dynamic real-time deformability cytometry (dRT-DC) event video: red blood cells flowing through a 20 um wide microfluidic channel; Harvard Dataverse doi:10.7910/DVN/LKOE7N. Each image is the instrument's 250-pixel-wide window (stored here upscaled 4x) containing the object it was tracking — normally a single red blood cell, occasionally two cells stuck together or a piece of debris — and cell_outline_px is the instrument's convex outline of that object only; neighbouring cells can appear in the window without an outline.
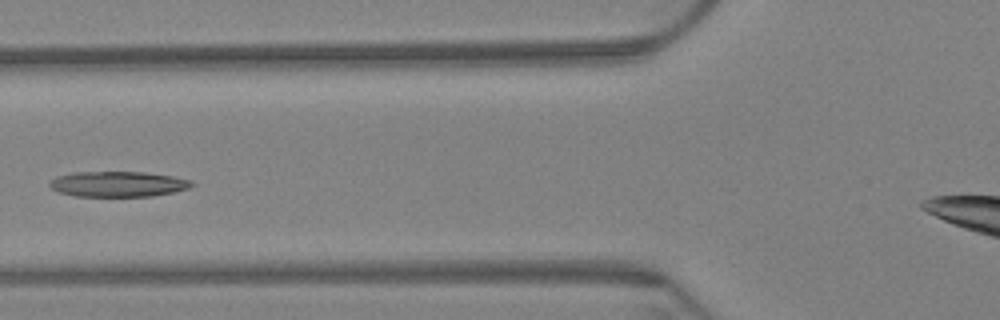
{"species": "Egyptian fruit bat (a non-hibernating species)", "species_latin": "Rousettus aegyptiacus", "temperature_condition": "warm", "stored_images_in_passage": 8, "camera_frame_rate_fps": 3000, "um_per_image_px": 0.085, "animal": {"sex": "female"}, "frame": {"image": 1, "passage_image": 4, "time_ms": 1.0, "image_size_px": [1000, 320], "cell_outline_px": [[196, 184], [188, 188], [172, 192], [152, 196], [72, 196], [60, 192], [52, 188], [48, 184], [56, 176], [72, 172], [144, 172], [172, 176], [188, 180]], "centroid_in_image_um": [10.0, 15.64], "position_along_channel_um": 115.8, "area_um2": 20.92}}
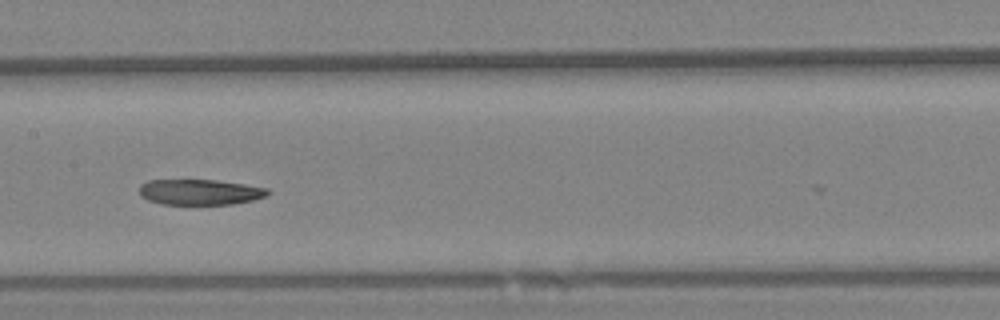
{"frame": {"image": 2, "passage_image": 6, "time_ms": 1.667, "image_size_px": [1000, 320], "cell_outline_px": [[272, 192], [264, 196], [252, 200], [232, 204], [160, 204], [148, 200], [140, 196], [140, 184], [148, 180], [216, 180], [244, 184], [268, 188]], "centroid_in_image_um": [16.98, 16.32], "position_along_channel_um": 190.4, "area_um2": 19.13}}
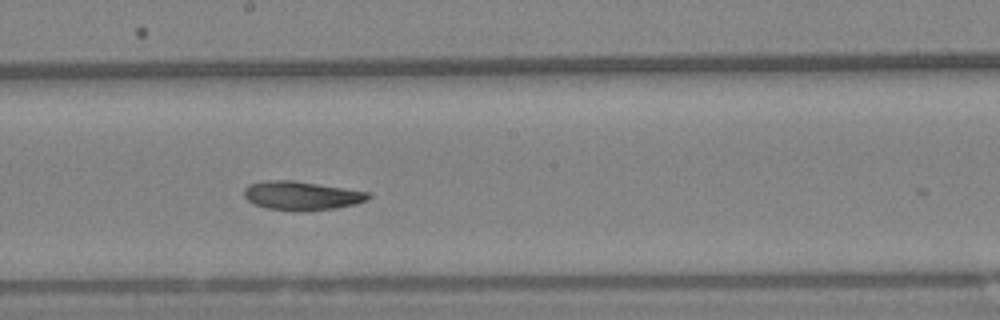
{"frame": {"image": 3, "passage_image": 7, "time_ms": 2.0, "image_size_px": [1000, 320], "cell_outline_px": [[372, 196], [368, 200], [356, 204], [336, 208], [268, 208], [252, 204], [244, 196], [244, 188], [248, 184], [268, 180], [292, 180], [344, 188], [368, 192]], "centroid_in_image_um": [25.63, 16.58], "position_along_channel_um": 222.6, "area_um2": 20.0}}